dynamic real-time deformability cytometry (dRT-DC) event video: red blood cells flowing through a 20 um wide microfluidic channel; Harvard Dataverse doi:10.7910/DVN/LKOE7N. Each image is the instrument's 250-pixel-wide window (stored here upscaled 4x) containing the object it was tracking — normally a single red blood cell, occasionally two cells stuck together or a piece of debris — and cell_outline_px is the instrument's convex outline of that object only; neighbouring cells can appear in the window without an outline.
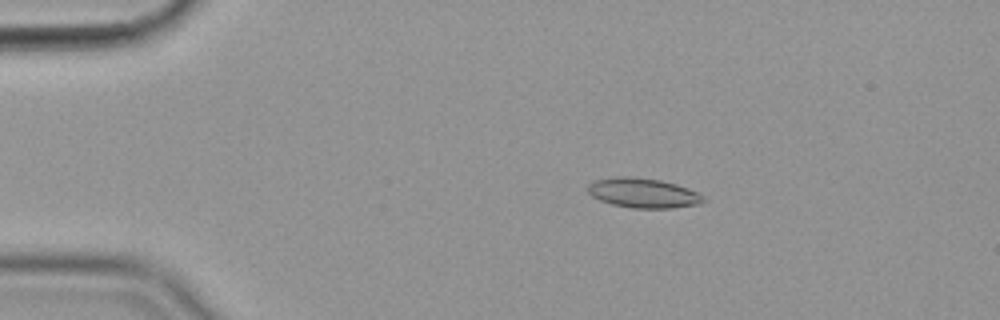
{"species": "common noctule bat (a hibernating species)", "species_latin": "Nyctalus noctula", "temperature_condition": "cold", "stored_images_in_passage": 52, "camera_frame_rate_fps": 3000, "um_per_image_px": 0.085, "animal": {"sex": "female", "body_mass_g": 19.9}, "frame": {"image": 1, "passage_image": 6, "time_ms": 1.667, "image_size_px": [1000, 320], "cell_outline_px": [[704, 200], [700, 204], [672, 208], [632, 208], [612, 204], [600, 200], [592, 196], [588, 192], [588, 184], [592, 180], [620, 176], [632, 176], [660, 180], [676, 184], [688, 188], [704, 196]], "centroid_in_image_um": [54.65, 16.4], "position_along_channel_um": 30.4, "area_um2": 20.06}}
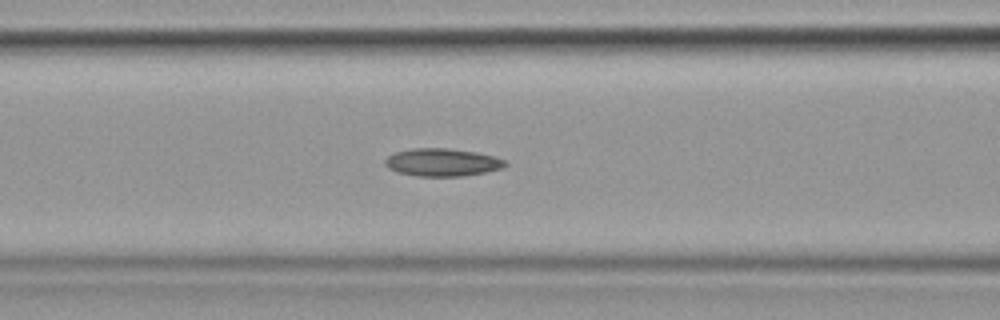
{"frame": {"image": 2, "passage_image": 19, "time_ms": 6.0, "image_size_px": [1000, 320], "cell_outline_px": [[508, 164], [504, 168], [464, 176], [416, 176], [396, 172], [388, 168], [384, 164], [384, 160], [388, 156], [396, 152], [412, 148], [448, 148], [476, 152], [496, 156], [504, 160]], "centroid_in_image_um": [37.59, 13.8], "position_along_channel_um": 129.0, "area_um2": 19.59}}
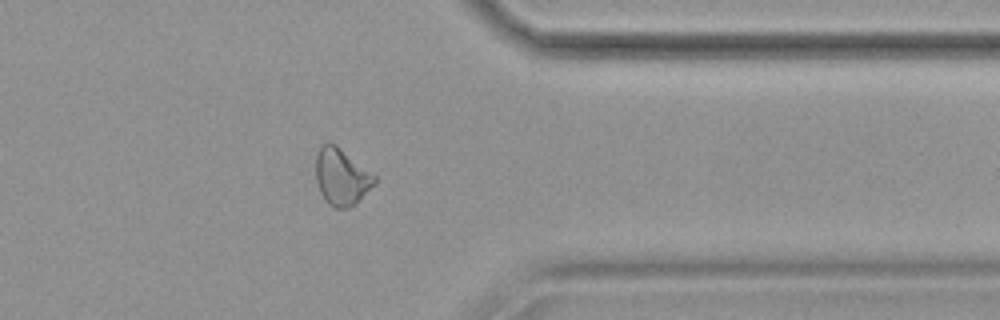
{"frame": {"image": 3, "passage_image": 41, "time_ms": 13.333, "image_size_px": [1000, 320], "cell_outline_px": [[376, 184], [356, 204], [348, 208], [336, 208], [328, 204], [320, 192], [316, 180], [316, 152], [324, 144], [336, 144], [376, 176]], "centroid_in_image_um": [29.04, 15.06], "position_along_channel_um": 382.4, "area_um2": 19.42}, "authors_computed_cell_mechanics": {"area_um2": 19.363, "velocity_mm_per_s": 3.5699, "shape_relaxation_time_tau1_ms": null, "shape_relaxation_time_tau2_ms": 4.8645, "deformation_change_tau1": null, "deformation_change_tau2": 0.1278}}